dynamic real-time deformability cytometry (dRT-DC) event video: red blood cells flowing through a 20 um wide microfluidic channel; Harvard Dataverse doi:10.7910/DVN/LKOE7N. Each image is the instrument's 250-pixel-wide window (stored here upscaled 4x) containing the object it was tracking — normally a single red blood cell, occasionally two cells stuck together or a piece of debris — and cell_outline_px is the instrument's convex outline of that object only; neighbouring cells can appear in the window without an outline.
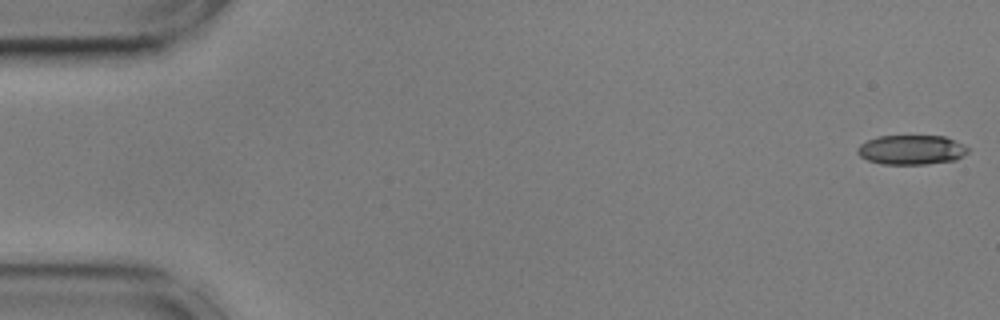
{"species": "common noctule bat (a hibernating species)", "species_latin": "Nyctalus noctula", "temperature_condition": "cold", "stored_images_in_passage": 10, "camera_frame_rate_fps": 3000, "um_per_image_px": 0.085, "animal": {"sex": "male", "body_mass_g": 17.9, "forearm_length_mm": 54.2}, "frame": {"image": 1, "passage_image": 1, "time_ms": 0.0, "image_size_px": [1000, 320], "cell_outline_px": [[968, 152], [956, 160], [928, 164], [880, 164], [868, 160], [860, 156], [856, 152], [856, 148], [860, 144], [868, 140], [880, 136], [944, 136], [964, 144], [968, 148]], "centroid_in_image_um": [77.46, 12.74], "position_along_channel_um": 7.5, "area_um2": 19.07}}